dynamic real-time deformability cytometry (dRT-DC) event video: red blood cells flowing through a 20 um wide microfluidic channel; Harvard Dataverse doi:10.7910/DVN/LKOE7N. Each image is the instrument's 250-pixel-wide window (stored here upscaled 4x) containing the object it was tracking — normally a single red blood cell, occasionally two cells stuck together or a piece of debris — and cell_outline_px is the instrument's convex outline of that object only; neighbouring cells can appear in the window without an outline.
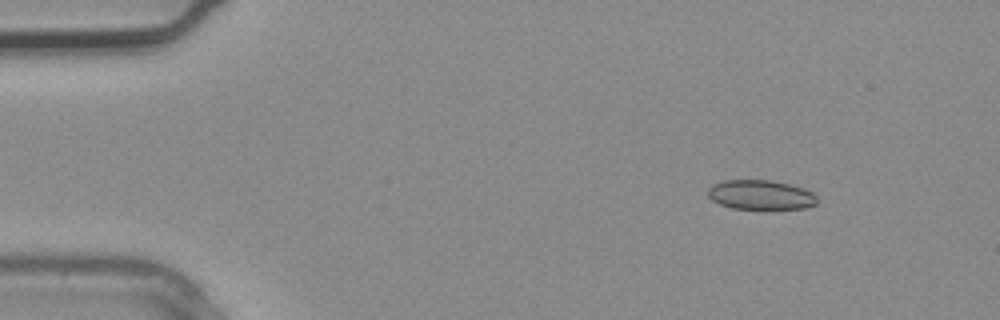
{"species": "common noctule bat (a hibernating species)", "species_latin": "Nyctalus noctula", "temperature_condition": "warm", "stored_images_in_passage": 3, "segment_of_instrument_passage": [1, 2], "camera_frame_rate_fps": 3000, "um_per_image_px": 0.085, "animal": {"sex": "male", "body_mass_g": 20.4}, "frame": {"image": 1, "passage_image": 1, "time_ms": 0.0, "image_size_px": [1000, 320], "cell_outline_px": [[816, 204], [804, 208], [732, 208], [720, 204], [712, 200], [708, 196], [708, 188], [712, 184], [724, 180], [772, 180], [804, 188], [812, 192], [816, 196]], "centroid_in_image_um": [64.63, 16.54], "position_along_channel_um": 20.4, "area_um2": 18.61}}